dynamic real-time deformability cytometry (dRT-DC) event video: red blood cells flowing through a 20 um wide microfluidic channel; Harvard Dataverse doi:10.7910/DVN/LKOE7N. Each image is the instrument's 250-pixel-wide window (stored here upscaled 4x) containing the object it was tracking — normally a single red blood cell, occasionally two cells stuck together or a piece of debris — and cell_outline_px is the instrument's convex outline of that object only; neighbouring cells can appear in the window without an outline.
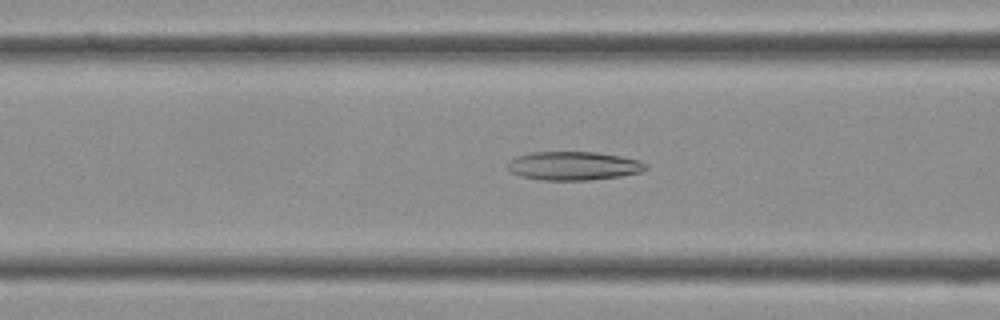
{"species": "Egyptian fruit bat (a non-hibernating species)", "species_latin": "Rousettus aegyptiacus", "temperature_condition": "cold", "stored_images_in_passage": 35, "camera_frame_rate_fps": 3000, "um_per_image_px": 0.085, "frame": {"image": 1, "passage_image": 14, "time_ms": 4.333, "image_size_px": [1000, 320], "cell_outline_px": [[648, 168], [640, 172], [620, 176], [588, 180], [544, 180], [520, 176], [512, 172], [508, 168], [508, 160], [516, 156], [532, 152], [596, 152], [620, 156], [640, 160], [648, 164]], "centroid_in_image_um": [48.76, 14.09], "position_along_channel_um": 117.8, "area_um2": 23.06}}
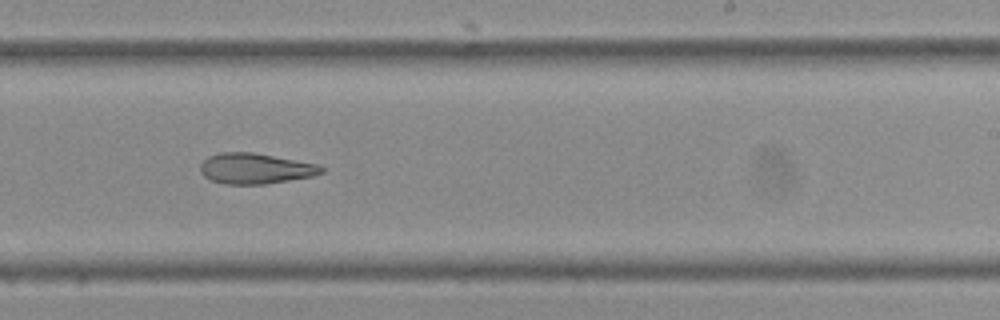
{"frame": {"image": 2, "passage_image": 23, "time_ms": 7.333, "image_size_px": [1000, 320], "cell_outline_px": [[324, 172], [312, 176], [264, 184], [224, 184], [212, 180], [204, 176], [200, 172], [200, 164], [208, 156], [220, 152], [252, 152], [320, 164], [324, 168]], "centroid_in_image_um": [21.7, 14.31], "position_along_channel_um": 267.3, "area_um2": 21.62}}
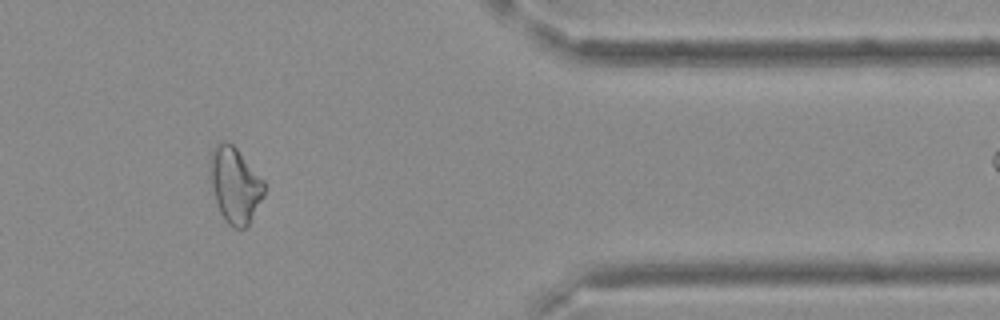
{"frame": {"image": 3, "passage_image": 32, "time_ms": 10.333, "image_size_px": [1000, 320], "cell_outline_px": [[264, 196], [248, 224], [244, 228], [236, 228], [228, 224], [224, 220], [220, 212], [212, 188], [208, 164], [212, 148], [216, 144], [224, 140], [228, 140], [236, 148], [264, 180]], "centroid_in_image_um": [19.95, 15.69], "position_along_channel_um": 391.5, "area_um2": 23.87}}